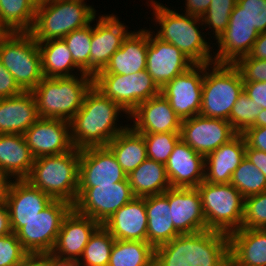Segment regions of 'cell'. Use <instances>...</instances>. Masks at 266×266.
I'll use <instances>...</instances> for the list:
<instances>
[{"label": "cell", "mask_w": 266, "mask_h": 266, "mask_svg": "<svg viewBox=\"0 0 266 266\" xmlns=\"http://www.w3.org/2000/svg\"><path fill=\"white\" fill-rule=\"evenodd\" d=\"M237 134L228 120L195 115L181 122V139L203 156L228 143Z\"/></svg>", "instance_id": "cell-15"}, {"label": "cell", "mask_w": 266, "mask_h": 266, "mask_svg": "<svg viewBox=\"0 0 266 266\" xmlns=\"http://www.w3.org/2000/svg\"><path fill=\"white\" fill-rule=\"evenodd\" d=\"M6 32L0 27V38L5 34Z\"/></svg>", "instance_id": "cell-57"}, {"label": "cell", "mask_w": 266, "mask_h": 266, "mask_svg": "<svg viewBox=\"0 0 266 266\" xmlns=\"http://www.w3.org/2000/svg\"><path fill=\"white\" fill-rule=\"evenodd\" d=\"M34 157L21 134H0V169L11 179H25Z\"/></svg>", "instance_id": "cell-31"}, {"label": "cell", "mask_w": 266, "mask_h": 266, "mask_svg": "<svg viewBox=\"0 0 266 266\" xmlns=\"http://www.w3.org/2000/svg\"><path fill=\"white\" fill-rule=\"evenodd\" d=\"M34 159L73 150L70 122L62 119L39 118L24 134Z\"/></svg>", "instance_id": "cell-16"}, {"label": "cell", "mask_w": 266, "mask_h": 266, "mask_svg": "<svg viewBox=\"0 0 266 266\" xmlns=\"http://www.w3.org/2000/svg\"><path fill=\"white\" fill-rule=\"evenodd\" d=\"M80 149L58 155L34 159L29 175L25 178L54 200L74 205L78 194Z\"/></svg>", "instance_id": "cell-6"}, {"label": "cell", "mask_w": 266, "mask_h": 266, "mask_svg": "<svg viewBox=\"0 0 266 266\" xmlns=\"http://www.w3.org/2000/svg\"><path fill=\"white\" fill-rule=\"evenodd\" d=\"M245 198L266 191V177L255 165L244 158L235 169L230 181Z\"/></svg>", "instance_id": "cell-38"}, {"label": "cell", "mask_w": 266, "mask_h": 266, "mask_svg": "<svg viewBox=\"0 0 266 266\" xmlns=\"http://www.w3.org/2000/svg\"><path fill=\"white\" fill-rule=\"evenodd\" d=\"M204 73L205 64H194L160 89L181 121L200 113Z\"/></svg>", "instance_id": "cell-14"}, {"label": "cell", "mask_w": 266, "mask_h": 266, "mask_svg": "<svg viewBox=\"0 0 266 266\" xmlns=\"http://www.w3.org/2000/svg\"><path fill=\"white\" fill-rule=\"evenodd\" d=\"M39 0H0V27L6 32H31Z\"/></svg>", "instance_id": "cell-35"}, {"label": "cell", "mask_w": 266, "mask_h": 266, "mask_svg": "<svg viewBox=\"0 0 266 266\" xmlns=\"http://www.w3.org/2000/svg\"><path fill=\"white\" fill-rule=\"evenodd\" d=\"M48 264V266H81L78 260L62 259L52 253L40 255Z\"/></svg>", "instance_id": "cell-53"}, {"label": "cell", "mask_w": 266, "mask_h": 266, "mask_svg": "<svg viewBox=\"0 0 266 266\" xmlns=\"http://www.w3.org/2000/svg\"><path fill=\"white\" fill-rule=\"evenodd\" d=\"M228 236L230 266H266V229L240 228Z\"/></svg>", "instance_id": "cell-29"}, {"label": "cell", "mask_w": 266, "mask_h": 266, "mask_svg": "<svg viewBox=\"0 0 266 266\" xmlns=\"http://www.w3.org/2000/svg\"><path fill=\"white\" fill-rule=\"evenodd\" d=\"M262 110L254 100L243 91L235 102L229 116V122L233 129L242 134L247 128L255 124V120Z\"/></svg>", "instance_id": "cell-42"}, {"label": "cell", "mask_w": 266, "mask_h": 266, "mask_svg": "<svg viewBox=\"0 0 266 266\" xmlns=\"http://www.w3.org/2000/svg\"><path fill=\"white\" fill-rule=\"evenodd\" d=\"M237 4V0H212L209 8L201 17L204 27L213 28L214 38L217 40L226 30L230 15Z\"/></svg>", "instance_id": "cell-41"}, {"label": "cell", "mask_w": 266, "mask_h": 266, "mask_svg": "<svg viewBox=\"0 0 266 266\" xmlns=\"http://www.w3.org/2000/svg\"><path fill=\"white\" fill-rule=\"evenodd\" d=\"M39 119L31 91L0 99V134L23 135Z\"/></svg>", "instance_id": "cell-27"}, {"label": "cell", "mask_w": 266, "mask_h": 266, "mask_svg": "<svg viewBox=\"0 0 266 266\" xmlns=\"http://www.w3.org/2000/svg\"><path fill=\"white\" fill-rule=\"evenodd\" d=\"M149 30L130 31L122 46L111 56L109 63L98 73L128 75L146 70Z\"/></svg>", "instance_id": "cell-25"}, {"label": "cell", "mask_w": 266, "mask_h": 266, "mask_svg": "<svg viewBox=\"0 0 266 266\" xmlns=\"http://www.w3.org/2000/svg\"><path fill=\"white\" fill-rule=\"evenodd\" d=\"M154 266H230L229 236L212 230L180 234L155 248Z\"/></svg>", "instance_id": "cell-2"}, {"label": "cell", "mask_w": 266, "mask_h": 266, "mask_svg": "<svg viewBox=\"0 0 266 266\" xmlns=\"http://www.w3.org/2000/svg\"><path fill=\"white\" fill-rule=\"evenodd\" d=\"M155 249L146 241L115 240L108 266H154Z\"/></svg>", "instance_id": "cell-36"}, {"label": "cell", "mask_w": 266, "mask_h": 266, "mask_svg": "<svg viewBox=\"0 0 266 266\" xmlns=\"http://www.w3.org/2000/svg\"><path fill=\"white\" fill-rule=\"evenodd\" d=\"M173 188H196L204 181L205 156L197 153L180 139L165 163Z\"/></svg>", "instance_id": "cell-23"}, {"label": "cell", "mask_w": 266, "mask_h": 266, "mask_svg": "<svg viewBox=\"0 0 266 266\" xmlns=\"http://www.w3.org/2000/svg\"><path fill=\"white\" fill-rule=\"evenodd\" d=\"M107 147L127 176L147 159L145 139L142 134L128 126L117 134Z\"/></svg>", "instance_id": "cell-34"}, {"label": "cell", "mask_w": 266, "mask_h": 266, "mask_svg": "<svg viewBox=\"0 0 266 266\" xmlns=\"http://www.w3.org/2000/svg\"><path fill=\"white\" fill-rule=\"evenodd\" d=\"M121 111L129 118V114L119 104L93 85L86 93L82 107L70 121L74 147L81 150L107 146L117 134L129 126L117 124Z\"/></svg>", "instance_id": "cell-1"}, {"label": "cell", "mask_w": 266, "mask_h": 266, "mask_svg": "<svg viewBox=\"0 0 266 266\" xmlns=\"http://www.w3.org/2000/svg\"><path fill=\"white\" fill-rule=\"evenodd\" d=\"M102 225L115 240L147 242L145 197H135L113 213Z\"/></svg>", "instance_id": "cell-26"}, {"label": "cell", "mask_w": 266, "mask_h": 266, "mask_svg": "<svg viewBox=\"0 0 266 266\" xmlns=\"http://www.w3.org/2000/svg\"><path fill=\"white\" fill-rule=\"evenodd\" d=\"M94 85V76L80 74L70 77H44L31 91L39 118L70 122L83 105L86 93Z\"/></svg>", "instance_id": "cell-5"}, {"label": "cell", "mask_w": 266, "mask_h": 266, "mask_svg": "<svg viewBox=\"0 0 266 266\" xmlns=\"http://www.w3.org/2000/svg\"><path fill=\"white\" fill-rule=\"evenodd\" d=\"M245 158L255 165L266 177V152L249 148L246 145Z\"/></svg>", "instance_id": "cell-49"}, {"label": "cell", "mask_w": 266, "mask_h": 266, "mask_svg": "<svg viewBox=\"0 0 266 266\" xmlns=\"http://www.w3.org/2000/svg\"><path fill=\"white\" fill-rule=\"evenodd\" d=\"M243 91V78L234 64H205L199 115L229 121L232 108Z\"/></svg>", "instance_id": "cell-8"}, {"label": "cell", "mask_w": 266, "mask_h": 266, "mask_svg": "<svg viewBox=\"0 0 266 266\" xmlns=\"http://www.w3.org/2000/svg\"><path fill=\"white\" fill-rule=\"evenodd\" d=\"M11 179L0 169V201L6 197Z\"/></svg>", "instance_id": "cell-54"}, {"label": "cell", "mask_w": 266, "mask_h": 266, "mask_svg": "<svg viewBox=\"0 0 266 266\" xmlns=\"http://www.w3.org/2000/svg\"><path fill=\"white\" fill-rule=\"evenodd\" d=\"M266 126V109H262L258 114L255 124L251 127H264Z\"/></svg>", "instance_id": "cell-56"}, {"label": "cell", "mask_w": 266, "mask_h": 266, "mask_svg": "<svg viewBox=\"0 0 266 266\" xmlns=\"http://www.w3.org/2000/svg\"><path fill=\"white\" fill-rule=\"evenodd\" d=\"M248 55L258 60H266V31L259 33Z\"/></svg>", "instance_id": "cell-51"}, {"label": "cell", "mask_w": 266, "mask_h": 266, "mask_svg": "<svg viewBox=\"0 0 266 266\" xmlns=\"http://www.w3.org/2000/svg\"><path fill=\"white\" fill-rule=\"evenodd\" d=\"M53 200L26 179L11 180L4 202L9 212L12 232L16 233L24 226V222L46 209Z\"/></svg>", "instance_id": "cell-19"}, {"label": "cell", "mask_w": 266, "mask_h": 266, "mask_svg": "<svg viewBox=\"0 0 266 266\" xmlns=\"http://www.w3.org/2000/svg\"><path fill=\"white\" fill-rule=\"evenodd\" d=\"M115 238L100 225L89 238L80 257L81 266H108Z\"/></svg>", "instance_id": "cell-37"}, {"label": "cell", "mask_w": 266, "mask_h": 266, "mask_svg": "<svg viewBox=\"0 0 266 266\" xmlns=\"http://www.w3.org/2000/svg\"><path fill=\"white\" fill-rule=\"evenodd\" d=\"M196 188L201 197L207 230L229 235L241 228L244 197L232 184L203 181Z\"/></svg>", "instance_id": "cell-10"}, {"label": "cell", "mask_w": 266, "mask_h": 266, "mask_svg": "<svg viewBox=\"0 0 266 266\" xmlns=\"http://www.w3.org/2000/svg\"><path fill=\"white\" fill-rule=\"evenodd\" d=\"M244 92L257 106L266 109V81L265 82H244Z\"/></svg>", "instance_id": "cell-48"}, {"label": "cell", "mask_w": 266, "mask_h": 266, "mask_svg": "<svg viewBox=\"0 0 266 266\" xmlns=\"http://www.w3.org/2000/svg\"><path fill=\"white\" fill-rule=\"evenodd\" d=\"M94 86L128 114L141 102L160 94V88L146 70L128 75L97 73Z\"/></svg>", "instance_id": "cell-12"}, {"label": "cell", "mask_w": 266, "mask_h": 266, "mask_svg": "<svg viewBox=\"0 0 266 266\" xmlns=\"http://www.w3.org/2000/svg\"><path fill=\"white\" fill-rule=\"evenodd\" d=\"M266 31V0H237L228 27L217 39L214 63L234 64L248 55L259 33Z\"/></svg>", "instance_id": "cell-3"}, {"label": "cell", "mask_w": 266, "mask_h": 266, "mask_svg": "<svg viewBox=\"0 0 266 266\" xmlns=\"http://www.w3.org/2000/svg\"><path fill=\"white\" fill-rule=\"evenodd\" d=\"M100 224L74 208L64 217L51 253L62 259L79 260L89 238Z\"/></svg>", "instance_id": "cell-22"}, {"label": "cell", "mask_w": 266, "mask_h": 266, "mask_svg": "<svg viewBox=\"0 0 266 266\" xmlns=\"http://www.w3.org/2000/svg\"><path fill=\"white\" fill-rule=\"evenodd\" d=\"M21 266H48L40 255L29 256Z\"/></svg>", "instance_id": "cell-55"}, {"label": "cell", "mask_w": 266, "mask_h": 266, "mask_svg": "<svg viewBox=\"0 0 266 266\" xmlns=\"http://www.w3.org/2000/svg\"><path fill=\"white\" fill-rule=\"evenodd\" d=\"M129 119L133 121L132 128L140 134L181 131V119L161 93L141 102L129 114Z\"/></svg>", "instance_id": "cell-21"}, {"label": "cell", "mask_w": 266, "mask_h": 266, "mask_svg": "<svg viewBox=\"0 0 266 266\" xmlns=\"http://www.w3.org/2000/svg\"><path fill=\"white\" fill-rule=\"evenodd\" d=\"M73 208L67 201L53 200L46 209L24 222L15 234L23 249L30 255L51 253L57 240L62 221Z\"/></svg>", "instance_id": "cell-11"}, {"label": "cell", "mask_w": 266, "mask_h": 266, "mask_svg": "<svg viewBox=\"0 0 266 266\" xmlns=\"http://www.w3.org/2000/svg\"><path fill=\"white\" fill-rule=\"evenodd\" d=\"M134 198L127 178L114 184L78 187L77 201L73 208L102 225L113 213Z\"/></svg>", "instance_id": "cell-13"}, {"label": "cell", "mask_w": 266, "mask_h": 266, "mask_svg": "<svg viewBox=\"0 0 266 266\" xmlns=\"http://www.w3.org/2000/svg\"><path fill=\"white\" fill-rule=\"evenodd\" d=\"M85 0H39L31 34L37 42L63 39L96 18V10Z\"/></svg>", "instance_id": "cell-7"}, {"label": "cell", "mask_w": 266, "mask_h": 266, "mask_svg": "<svg viewBox=\"0 0 266 266\" xmlns=\"http://www.w3.org/2000/svg\"><path fill=\"white\" fill-rule=\"evenodd\" d=\"M127 178L135 197L144 198L162 194L171 187L165 164L148 158L133 170Z\"/></svg>", "instance_id": "cell-33"}, {"label": "cell", "mask_w": 266, "mask_h": 266, "mask_svg": "<svg viewBox=\"0 0 266 266\" xmlns=\"http://www.w3.org/2000/svg\"><path fill=\"white\" fill-rule=\"evenodd\" d=\"M246 141L237 134L228 143L205 156L204 181L211 184L230 183L232 174L245 158Z\"/></svg>", "instance_id": "cell-28"}, {"label": "cell", "mask_w": 266, "mask_h": 266, "mask_svg": "<svg viewBox=\"0 0 266 266\" xmlns=\"http://www.w3.org/2000/svg\"><path fill=\"white\" fill-rule=\"evenodd\" d=\"M12 233L10 225V217L7 206L3 201H0V236L9 235Z\"/></svg>", "instance_id": "cell-52"}, {"label": "cell", "mask_w": 266, "mask_h": 266, "mask_svg": "<svg viewBox=\"0 0 266 266\" xmlns=\"http://www.w3.org/2000/svg\"><path fill=\"white\" fill-rule=\"evenodd\" d=\"M127 174L107 146L80 150L78 187H97L125 181Z\"/></svg>", "instance_id": "cell-17"}, {"label": "cell", "mask_w": 266, "mask_h": 266, "mask_svg": "<svg viewBox=\"0 0 266 266\" xmlns=\"http://www.w3.org/2000/svg\"><path fill=\"white\" fill-rule=\"evenodd\" d=\"M193 65L180 49L161 40L149 29L146 71L160 89Z\"/></svg>", "instance_id": "cell-18"}, {"label": "cell", "mask_w": 266, "mask_h": 266, "mask_svg": "<svg viewBox=\"0 0 266 266\" xmlns=\"http://www.w3.org/2000/svg\"><path fill=\"white\" fill-rule=\"evenodd\" d=\"M168 203L175 229L180 234L207 230L202 202L197 188L168 189Z\"/></svg>", "instance_id": "cell-24"}, {"label": "cell", "mask_w": 266, "mask_h": 266, "mask_svg": "<svg viewBox=\"0 0 266 266\" xmlns=\"http://www.w3.org/2000/svg\"><path fill=\"white\" fill-rule=\"evenodd\" d=\"M185 14L202 17L212 0H185Z\"/></svg>", "instance_id": "cell-50"}, {"label": "cell", "mask_w": 266, "mask_h": 266, "mask_svg": "<svg viewBox=\"0 0 266 266\" xmlns=\"http://www.w3.org/2000/svg\"><path fill=\"white\" fill-rule=\"evenodd\" d=\"M38 47L44 77L74 76L72 73L74 69L76 70V75L87 74L73 61L72 54L63 39L38 42ZM77 71L80 74H77Z\"/></svg>", "instance_id": "cell-32"}, {"label": "cell", "mask_w": 266, "mask_h": 266, "mask_svg": "<svg viewBox=\"0 0 266 266\" xmlns=\"http://www.w3.org/2000/svg\"><path fill=\"white\" fill-rule=\"evenodd\" d=\"M117 15L99 16L92 27L90 49V75L95 76L109 63L111 56L122 46L123 40L130 33Z\"/></svg>", "instance_id": "cell-20"}, {"label": "cell", "mask_w": 266, "mask_h": 266, "mask_svg": "<svg viewBox=\"0 0 266 266\" xmlns=\"http://www.w3.org/2000/svg\"><path fill=\"white\" fill-rule=\"evenodd\" d=\"M147 214V242L155 249L180 235L172 221L168 203V189L145 197Z\"/></svg>", "instance_id": "cell-30"}, {"label": "cell", "mask_w": 266, "mask_h": 266, "mask_svg": "<svg viewBox=\"0 0 266 266\" xmlns=\"http://www.w3.org/2000/svg\"><path fill=\"white\" fill-rule=\"evenodd\" d=\"M234 65L240 71L243 82L266 81V60H258L245 55L240 57Z\"/></svg>", "instance_id": "cell-45"}, {"label": "cell", "mask_w": 266, "mask_h": 266, "mask_svg": "<svg viewBox=\"0 0 266 266\" xmlns=\"http://www.w3.org/2000/svg\"><path fill=\"white\" fill-rule=\"evenodd\" d=\"M63 40L72 54L73 61L85 73L90 74L91 23L70 32Z\"/></svg>", "instance_id": "cell-39"}, {"label": "cell", "mask_w": 266, "mask_h": 266, "mask_svg": "<svg viewBox=\"0 0 266 266\" xmlns=\"http://www.w3.org/2000/svg\"><path fill=\"white\" fill-rule=\"evenodd\" d=\"M150 5L154 20L160 26L155 34L158 38L180 49L194 64L214 63L210 50L213 48L199 30V26L204 25L201 17L180 14L154 0H150Z\"/></svg>", "instance_id": "cell-4"}, {"label": "cell", "mask_w": 266, "mask_h": 266, "mask_svg": "<svg viewBox=\"0 0 266 266\" xmlns=\"http://www.w3.org/2000/svg\"><path fill=\"white\" fill-rule=\"evenodd\" d=\"M242 135L249 148L266 152V126L249 127Z\"/></svg>", "instance_id": "cell-47"}, {"label": "cell", "mask_w": 266, "mask_h": 266, "mask_svg": "<svg viewBox=\"0 0 266 266\" xmlns=\"http://www.w3.org/2000/svg\"><path fill=\"white\" fill-rule=\"evenodd\" d=\"M22 92L23 90L15 82L12 74L0 61V99L17 96Z\"/></svg>", "instance_id": "cell-46"}, {"label": "cell", "mask_w": 266, "mask_h": 266, "mask_svg": "<svg viewBox=\"0 0 266 266\" xmlns=\"http://www.w3.org/2000/svg\"><path fill=\"white\" fill-rule=\"evenodd\" d=\"M29 256L15 233L0 236V266H21Z\"/></svg>", "instance_id": "cell-44"}, {"label": "cell", "mask_w": 266, "mask_h": 266, "mask_svg": "<svg viewBox=\"0 0 266 266\" xmlns=\"http://www.w3.org/2000/svg\"><path fill=\"white\" fill-rule=\"evenodd\" d=\"M0 61L23 91H32L44 78L38 42L30 32L5 33Z\"/></svg>", "instance_id": "cell-9"}, {"label": "cell", "mask_w": 266, "mask_h": 266, "mask_svg": "<svg viewBox=\"0 0 266 266\" xmlns=\"http://www.w3.org/2000/svg\"><path fill=\"white\" fill-rule=\"evenodd\" d=\"M241 228L266 229V191L244 198Z\"/></svg>", "instance_id": "cell-43"}, {"label": "cell", "mask_w": 266, "mask_h": 266, "mask_svg": "<svg viewBox=\"0 0 266 266\" xmlns=\"http://www.w3.org/2000/svg\"><path fill=\"white\" fill-rule=\"evenodd\" d=\"M145 139L147 158L165 164L174 146L181 139L180 132L142 134Z\"/></svg>", "instance_id": "cell-40"}]
</instances>
